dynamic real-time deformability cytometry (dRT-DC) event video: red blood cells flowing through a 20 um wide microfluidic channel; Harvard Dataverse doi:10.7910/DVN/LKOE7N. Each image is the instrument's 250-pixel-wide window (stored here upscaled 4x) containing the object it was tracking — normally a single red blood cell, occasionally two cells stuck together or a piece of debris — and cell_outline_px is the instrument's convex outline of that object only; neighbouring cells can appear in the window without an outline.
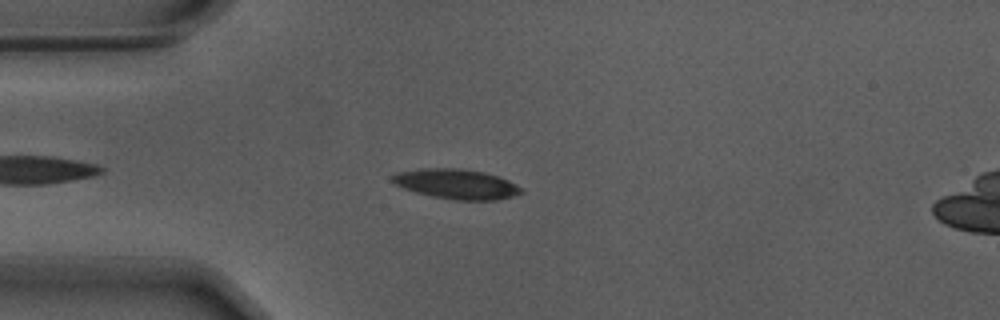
{"species": "Egyptian fruit bat (a non-hibernating species)", "species_latin": "Rousettus aegyptiacus", "temperature_condition": "warm", "stored_images_in_passage": 44, "camera_frame_rate_fps": 3000, "um_per_image_px": 0.085, "animal": {"sex": "male"}, "frame": {"image": 1, "passage_image": 6, "time_ms": 1.667, "image_size_px": [1000, 320], "cell_outline_px": [[524, 192], [512, 196], [496, 200], [456, 200], [432, 196], [416, 192], [404, 188], [396, 184], [392, 180], [392, 176], [396, 172], [424, 168], [460, 168], [484, 172], [500, 176], [516, 184]], "centroid_in_image_um": [38.81, 15.63], "position_along_channel_um": 46.2, "area_um2": 22.37}}
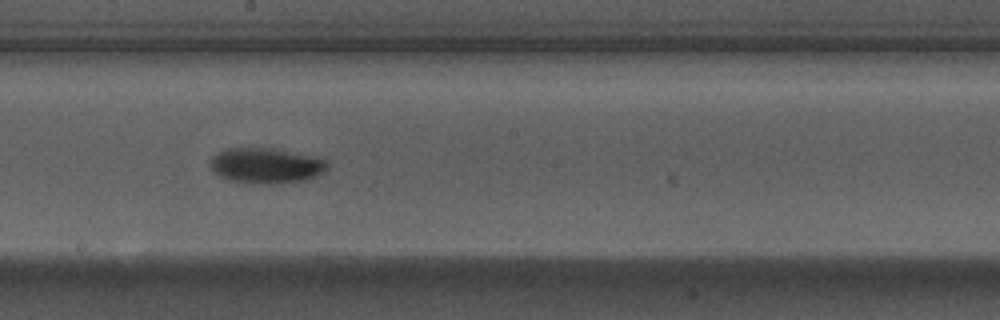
{"frame": {"image": 2, "passage_image": 22, "time_ms": 7.0, "image_size_px": [1000, 320], "cell_outline_px": [[328, 168], [324, 172], [316, 176], [304, 180], [268, 184], [232, 180], [220, 176], [208, 164], [212, 156], [228, 148], [272, 148], [320, 156], [328, 164]], "centroid_in_image_um": [22.66, 14.05], "position_along_channel_um": 225.5, "area_um2": 24.04}}
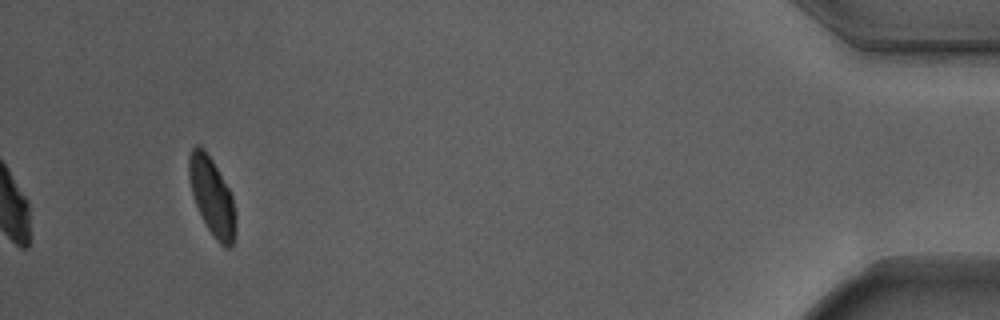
{"frame": {"image": 3, "passage_image": 44, "time_ms": 14.333, "image_size_px": [1000, 320], "cell_outline_px": [[236, 236], [232, 244], [228, 248], [224, 248], [216, 240], [208, 228], [196, 204], [192, 192], [188, 176], [188, 156], [192, 148], [196, 144], [204, 148], [212, 160], [228, 188], [232, 196], [236, 212]], "centroid_in_image_um": [18.03, 16.71], "position_along_channel_um": 417.2, "area_um2": 21.1}, "authors_computed_cell_mechanics": {"area_um2": 21.964, "velocity_mm_per_s": 3.6684, "shape_relaxation_time_tau1_ms": 3.1189, "shape_relaxation_time_tau2_ms": null, "deformation_change_tau1": 0.1301, "deformation_change_tau2": null}}